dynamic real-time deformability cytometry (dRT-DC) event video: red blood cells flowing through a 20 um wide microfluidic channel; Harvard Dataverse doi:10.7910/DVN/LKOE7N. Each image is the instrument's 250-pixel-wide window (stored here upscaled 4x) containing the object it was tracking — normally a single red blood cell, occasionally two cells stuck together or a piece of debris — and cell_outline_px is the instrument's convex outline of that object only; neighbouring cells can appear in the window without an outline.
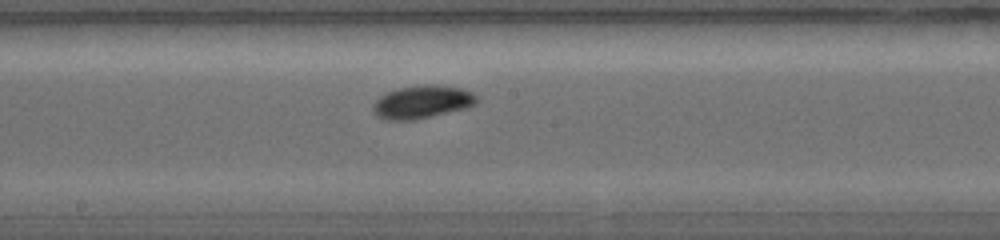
{"species": "common noctule bat (a hibernating species)", "species_latin": "Nyctalus noctula", "temperature_condition": "warm", "stored_images_in_passage": 18, "camera_frame_rate_fps": 5000, "um_per_image_px": 0.085, "animal": {"sex": "female", "body_mass_g": 19.0, "forearm_length_mm": 56.7}, "frame": {"image": 1, "passage_image": 8, "time_ms": 2.8, "image_size_px": [1000, 240], "cell_outline_px": [[476, 100], [472, 104], [464, 108], [412, 120], [388, 120], [376, 116], [372, 108], [372, 104], [380, 96], [388, 92], [400, 88], [428, 84], [432, 84], [460, 88], [472, 92], [476, 96]], "centroid_in_image_um": [35.82, 8.66], "position_along_channel_um": 212.4, "area_um2": 19.42}}
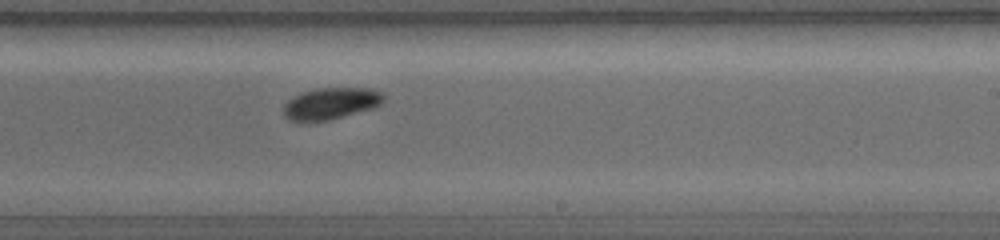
{"frame": {"image": 2, "passage_image": 10, "time_ms": 3.6, "image_size_px": [1000, 240], "cell_outline_px": [[384, 100], [380, 104], [372, 108], [328, 120], [308, 124], [288, 120], [284, 116], [284, 104], [288, 100], [304, 92], [316, 88], [364, 88], [380, 92], [384, 96]], "centroid_in_image_um": [28.05, 8.83], "position_along_channel_um": 260.9, "area_um2": 18.5}}